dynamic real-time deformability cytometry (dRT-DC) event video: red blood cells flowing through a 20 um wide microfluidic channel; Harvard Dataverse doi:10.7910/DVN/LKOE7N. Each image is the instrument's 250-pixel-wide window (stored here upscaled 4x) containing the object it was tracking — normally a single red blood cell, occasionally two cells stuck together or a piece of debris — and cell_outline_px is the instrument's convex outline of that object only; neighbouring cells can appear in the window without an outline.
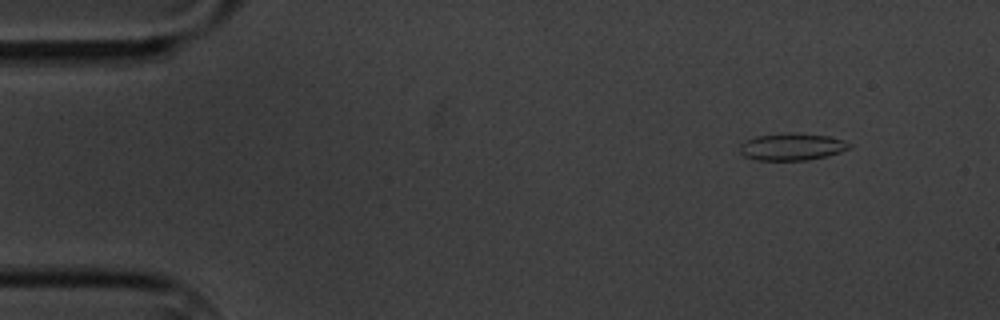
{"species": "common noctule bat (a hibernating species)", "species_latin": "Nyctalus noctula", "temperature_condition": "cold", "stored_images_in_passage": 6, "segment_of_instrument_passage": [1, 2], "camera_frame_rate_fps": 3000, "um_per_image_px": 0.085, "animal": {"sex": "male", "body_mass_g": 20.1, "forearm_length_mm": 53.5}, "frame": {"image": 1, "passage_image": 2, "time_ms": 1.0, "image_size_px": [1000, 320], "cell_outline_px": [[852, 144], [848, 148], [840, 152], [828, 156], [808, 160], [756, 160], [744, 156], [740, 152], [740, 144], [744, 140], [756, 136], [784, 132], [800, 132], [828, 136], [844, 140]], "centroid_in_image_um": [67.3, 12.46], "position_along_channel_um": 17.7, "area_um2": 17.63}}